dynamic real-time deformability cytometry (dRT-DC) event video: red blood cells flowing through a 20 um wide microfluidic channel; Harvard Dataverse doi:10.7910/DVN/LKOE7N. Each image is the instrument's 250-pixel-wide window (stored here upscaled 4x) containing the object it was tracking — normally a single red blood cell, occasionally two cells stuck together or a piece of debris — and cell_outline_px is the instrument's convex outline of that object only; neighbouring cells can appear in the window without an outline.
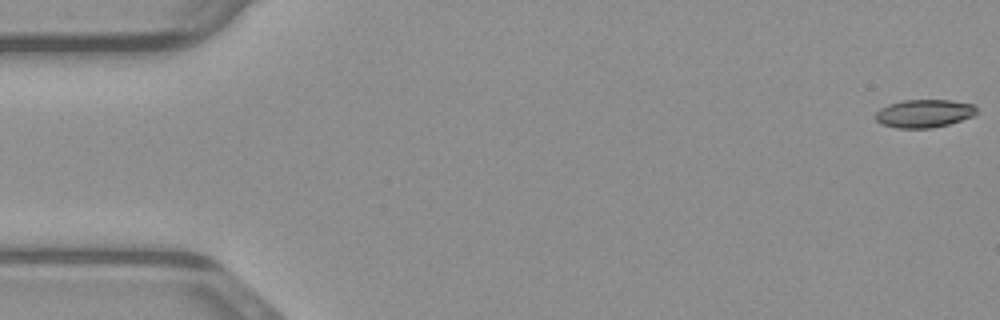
{"species": "common noctule bat (a hibernating species)", "species_latin": "Nyctalus noctula", "temperature_condition": "warm", "stored_images_in_passage": 49, "camera_frame_rate_fps": 3000, "um_per_image_px": 0.085, "animal": {"sex": "male", "body_mass_g": 23.1, "forearm_length_mm": 52.7}, "frame": {"image": 1, "passage_image": 1, "time_ms": 0.0, "image_size_px": [1000, 320], "cell_outline_px": [[972, 112], [968, 116], [944, 124], [924, 128], [904, 128], [884, 124], [876, 116], [884, 108], [892, 104], [912, 100], [944, 100], [972, 104]], "centroid_in_image_um": [78.52, 9.63], "position_along_channel_um": 6.5, "area_um2": 14.85}}
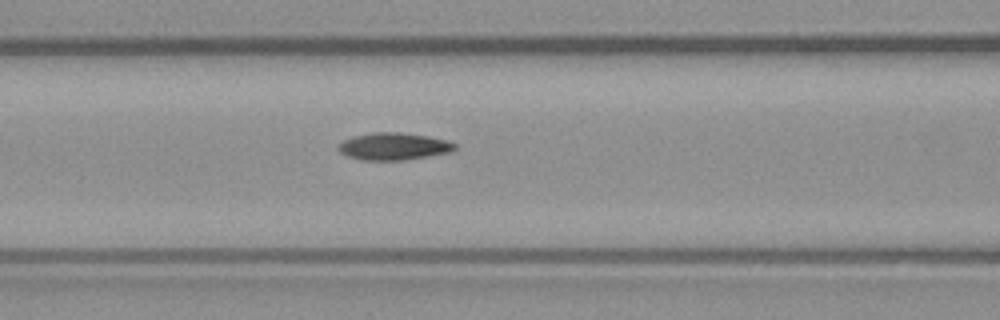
{"frame": {"image": 2, "passage_image": 20, "time_ms": 6.333, "image_size_px": [1000, 320], "cell_outline_px": [[452, 148], [440, 152], [416, 156], [356, 156], [344, 152], [340, 148], [340, 144], [348, 140], [364, 136], [420, 136], [440, 140], [452, 144]], "centroid_in_image_um": [33.47, 12.42], "position_along_channel_um": 133.1, "area_um2": 13.58}}
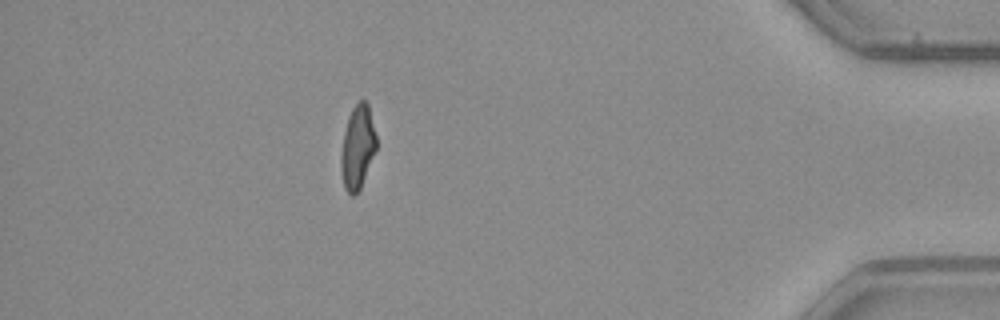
{"frame": {"image": 3, "passage_image": 43, "time_ms": 14.0, "image_size_px": [1000, 320], "cell_outline_px": [[376, 148], [360, 188], [356, 192], [348, 192], [344, 184], [344, 136], [348, 120], [356, 104], [360, 100], [364, 100], [368, 108], [376, 136]], "centroid_in_image_um": [30.46, 12.46], "position_along_channel_um": 404.7, "area_um2": 15.37}}